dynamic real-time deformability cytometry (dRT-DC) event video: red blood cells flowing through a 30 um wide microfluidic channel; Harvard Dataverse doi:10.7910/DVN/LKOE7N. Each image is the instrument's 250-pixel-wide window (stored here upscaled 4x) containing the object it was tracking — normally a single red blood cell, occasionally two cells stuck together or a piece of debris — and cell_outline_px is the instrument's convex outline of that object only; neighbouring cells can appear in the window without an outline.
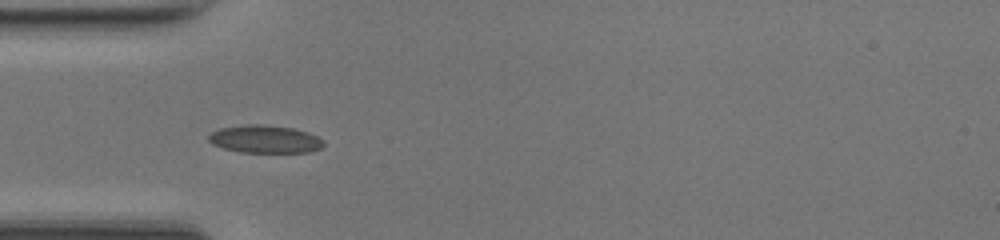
{"species": "common noctule bat (a hibernating species)", "species_latin": "Nyctalus noctula", "temperature_condition": "room temperature", "stored_images_in_passage": 49, "camera_frame_rate_fps": 3000, "um_per_image_px": 0.085, "animal": {"sex": "female", "body_mass_g": 17.0, "forearm_length_mm": 48.0}, "frame": {"image": 1, "passage_image": 16, "time_ms": 5.0, "image_size_px": [1000, 240], "cell_outline_px": [[324, 144], [320, 148], [308, 152], [240, 152], [224, 148], [212, 144], [208, 140], [208, 136], [212, 132], [220, 128], [248, 124], [260, 124], [292, 128], [308, 132], [324, 140]], "centroid_in_image_um": [22.51, 11.82], "position_along_channel_um": 62.5, "area_um2": 18.5}}
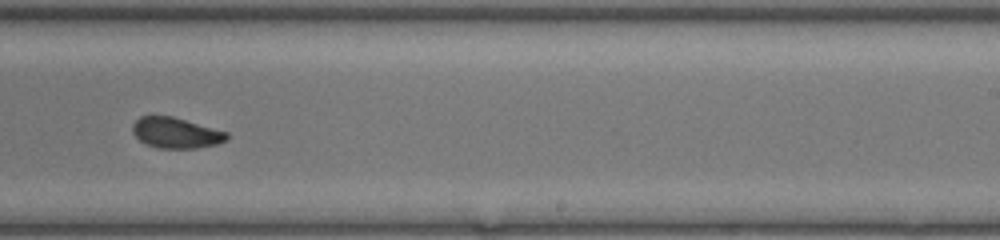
{"frame": {"image": 2, "passage_image": 31, "time_ms": 10.0, "image_size_px": [1000, 240], "cell_outline_px": [[228, 140], [216, 144], [196, 148], [156, 148], [140, 140], [132, 132], [132, 124], [140, 116], [172, 116], [228, 132]], "centroid_in_image_um": [14.95, 11.29], "position_along_channel_um": 274.0, "area_um2": 16.76}}
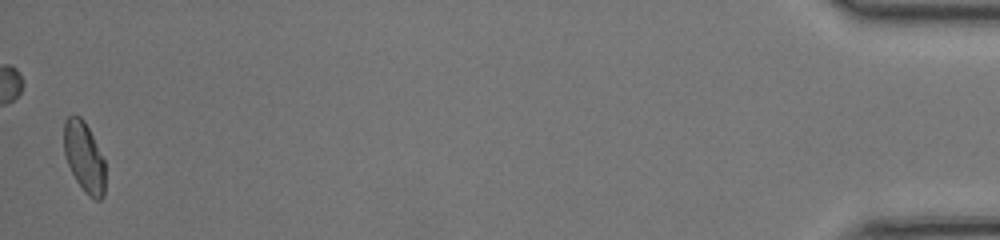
{"frame": {"image": 3, "passage_image": 49, "time_ms": 16.0, "image_size_px": [1000, 240], "cell_outline_px": [[104, 196], [100, 200], [96, 200], [88, 196], [84, 192], [76, 180], [68, 164], [64, 152], [64, 120], [68, 116], [80, 116], [84, 120], [104, 160]], "centroid_in_image_um": [7.14, 13.37], "position_along_channel_um": 428.1, "area_um2": 16.7}, "authors_computed_cell_mechanics": {"area_um2": 17.2822, "velocity_mm_per_s": 4.2455, "shape_relaxation_time_tau1_ms": 3.4091, "shape_relaxation_time_tau2_ms": 1.1102, "deformation_change_tau1": 0.1422, "deformation_change_tau2": 0.0632}}